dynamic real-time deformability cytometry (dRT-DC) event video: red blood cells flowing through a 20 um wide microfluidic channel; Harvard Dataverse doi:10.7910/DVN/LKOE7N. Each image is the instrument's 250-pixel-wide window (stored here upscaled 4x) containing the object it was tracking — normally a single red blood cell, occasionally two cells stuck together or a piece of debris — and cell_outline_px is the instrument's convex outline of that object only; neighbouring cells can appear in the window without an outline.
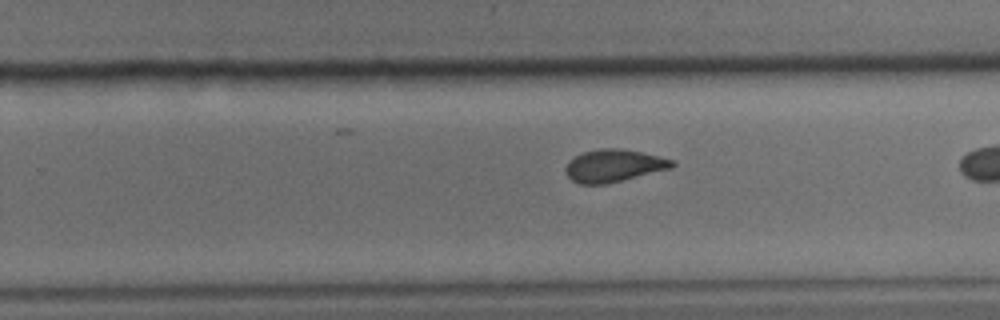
{"species": "common noctule bat (a hibernating species)", "species_latin": "Nyctalus noctula", "temperature_condition": "cold", "stored_images_in_passage": 21, "camera_frame_rate_fps": 3000, "um_per_image_px": 0.085, "animal": {"sex": "male", "body_mass_g": 15.6}, "frame": {"image": 1, "passage_image": 18, "time_ms": 5.667, "image_size_px": [1000, 320], "cell_outline_px": [[676, 164], [672, 168], [604, 184], [580, 184], [572, 180], [564, 172], [564, 168], [568, 160], [584, 152], [600, 148], [620, 148], [660, 156], [676, 160]], "centroid_in_image_um": [52.17, 14.07], "position_along_channel_um": 277.6, "area_um2": 20.17}}